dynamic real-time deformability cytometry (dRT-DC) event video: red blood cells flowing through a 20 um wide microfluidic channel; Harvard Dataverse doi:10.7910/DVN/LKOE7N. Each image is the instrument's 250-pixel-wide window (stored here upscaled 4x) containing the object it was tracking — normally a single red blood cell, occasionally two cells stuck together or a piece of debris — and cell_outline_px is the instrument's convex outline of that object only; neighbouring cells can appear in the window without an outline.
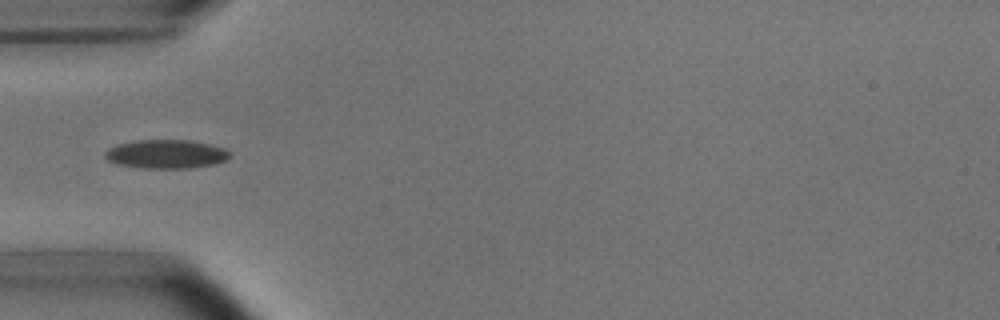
{"species": "common noctule bat (a hibernating species)", "species_latin": "Nyctalus noctula", "temperature_condition": "room temperature", "stored_images_in_passage": 5, "camera_frame_rate_fps": 3000, "um_per_image_px": 0.085, "animal": {"sex": "male", "body_mass_g": 15.6}, "frame": {"image": 1, "passage_image": 5, "time_ms": 5.333, "image_size_px": [1000, 320], "cell_outline_px": [[232, 156], [228, 160], [212, 164], [192, 168], [140, 168], [116, 164], [108, 160], [104, 156], [104, 152], [108, 148], [120, 144], [136, 140], [192, 140], [212, 144], [224, 148], [232, 152]], "centroid_in_image_um": [14.17, 13.09], "position_along_channel_um": 70.8, "area_um2": 21.21}}